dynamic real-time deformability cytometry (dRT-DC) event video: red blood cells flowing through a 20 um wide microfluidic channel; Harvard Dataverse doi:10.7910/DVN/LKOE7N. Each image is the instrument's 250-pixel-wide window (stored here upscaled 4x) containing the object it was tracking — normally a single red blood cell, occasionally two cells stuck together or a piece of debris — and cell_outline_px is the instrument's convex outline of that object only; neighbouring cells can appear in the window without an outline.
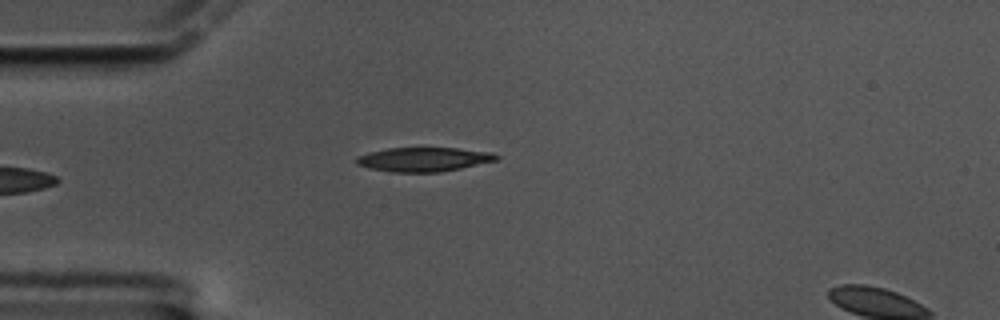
{"species": "common noctule bat (a hibernating species)", "species_latin": "Nyctalus noctula", "temperature_condition": "cold", "stored_images_in_passage": 28, "camera_frame_rate_fps": 3000, "um_per_image_px": 0.085, "animal": {"sex": "male", "body_mass_g": 17.5, "forearm_length_mm": 52.3}, "frame": {"image": 1, "passage_image": 1, "time_ms": 0.0, "image_size_px": [1000, 320], "cell_outline_px": [[500, 156], [496, 160], [460, 168], [440, 172], [392, 172], [372, 168], [356, 164], [356, 156], [388, 148], [456, 148], [492, 152]], "centroid_in_image_um": [36.03, 13.54], "position_along_channel_um": 49.0, "area_um2": 19.42}}